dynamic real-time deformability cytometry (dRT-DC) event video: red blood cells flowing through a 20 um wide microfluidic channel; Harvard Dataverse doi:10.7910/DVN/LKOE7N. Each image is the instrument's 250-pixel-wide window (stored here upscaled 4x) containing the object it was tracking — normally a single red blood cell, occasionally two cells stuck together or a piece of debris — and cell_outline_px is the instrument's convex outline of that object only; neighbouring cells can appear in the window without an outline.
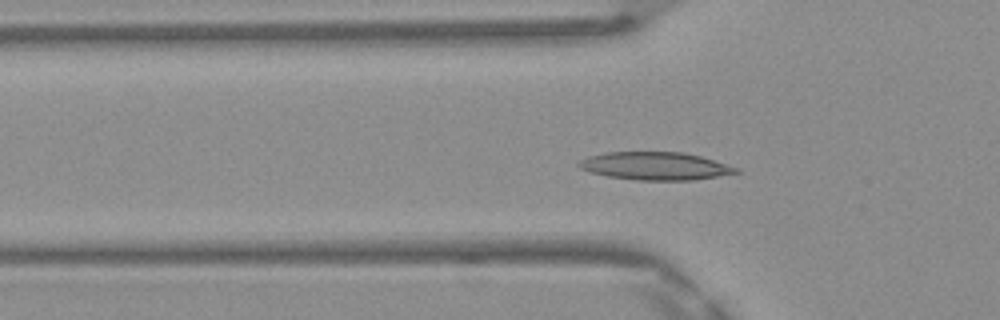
{"species": "Egyptian fruit bat (a non-hibernating species)", "species_latin": "Rousettus aegyptiacus", "temperature_condition": "warm", "stored_images_in_passage": 49, "camera_frame_rate_fps": 3000, "um_per_image_px": 0.085, "frame": {"image": 1, "passage_image": 15, "time_ms": 4.667, "image_size_px": [1000, 320], "cell_outline_px": [[740, 172], [692, 180], [636, 180], [608, 176], [592, 172], [580, 168], [576, 164], [580, 160], [588, 156], [608, 152], [684, 152], [700, 156], [740, 168]], "centroid_in_image_um": [55.69, 14.1], "position_along_channel_um": 70.1, "area_um2": 25.37}}
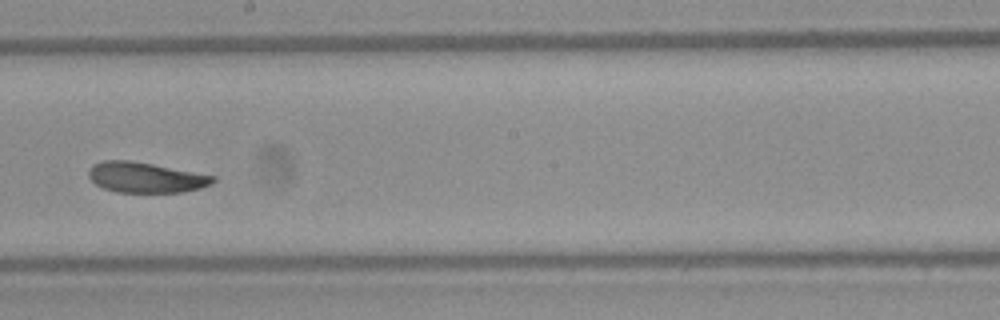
{"frame": {"image": 2, "passage_image": 27, "time_ms": 8.667, "image_size_px": [1000, 320], "cell_outline_px": [[216, 180], [212, 184], [200, 188], [184, 192], [116, 192], [104, 188], [96, 184], [88, 176], [88, 172], [92, 164], [104, 160], [128, 160], [152, 164], [216, 176]], "centroid_in_image_um": [12.38, 15.08], "position_along_channel_um": 235.8, "area_um2": 21.96}}
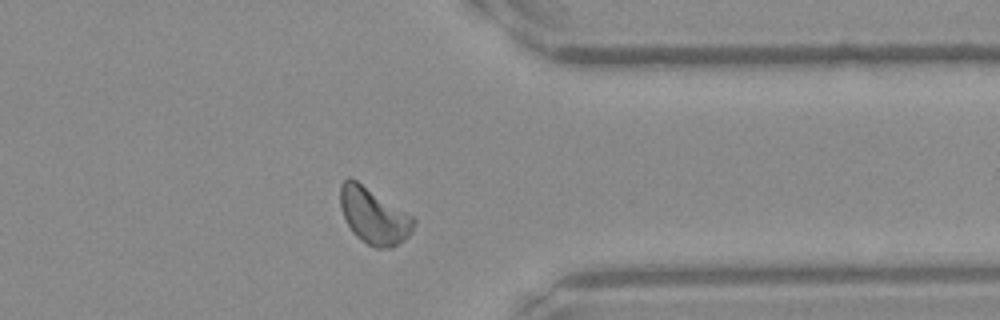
{"frame": {"image": 3, "passage_image": 38, "time_ms": 12.333, "image_size_px": [1000, 320], "cell_outline_px": [[416, 220], [412, 232], [404, 240], [392, 248], [376, 248], [360, 240], [352, 232], [344, 216], [340, 204], [340, 184], [348, 176], [356, 180], [412, 216]], "centroid_in_image_um": [31.76, 18.36], "position_along_channel_um": 379.6, "area_um2": 23.76}, "authors_computed_cell_mechanics": {"area_um2": 23.0044, "velocity_mm_per_s": 4.1301, "shape_relaxation_time_tau1_ms": 3.5287, "shape_relaxation_time_tau2_ms": 3.1502, "deformation_change_tau1": 0.1185, "deformation_change_tau2": 0.0787}}